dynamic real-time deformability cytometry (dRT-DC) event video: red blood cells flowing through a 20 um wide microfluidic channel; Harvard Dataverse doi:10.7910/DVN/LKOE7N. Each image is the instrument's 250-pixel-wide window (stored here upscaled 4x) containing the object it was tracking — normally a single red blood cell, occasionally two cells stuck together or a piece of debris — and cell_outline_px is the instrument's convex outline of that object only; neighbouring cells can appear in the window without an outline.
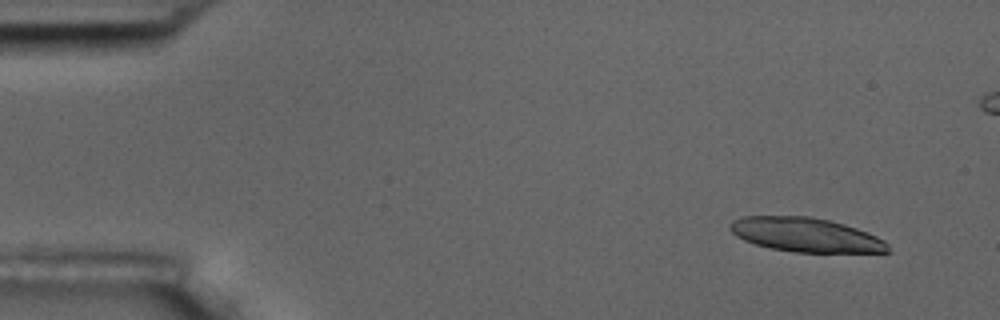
{"species": "common noctule bat (a hibernating species)", "species_latin": "Nyctalus noctula", "temperature_condition": "room temperature", "stored_images_in_passage": 6, "segment_of_instrument_passage": [1, 2], "camera_frame_rate_fps": 3000, "um_per_image_px": 0.085, "animal": {"sex": "male", "body_mass_g": 17.5, "forearm_length_mm": 52.3}, "frame": {"image": 1, "passage_image": 2, "time_ms": 0.333, "image_size_px": [1000, 320], "cell_outline_px": [[892, 252], [796, 252], [772, 248], [756, 244], [744, 240], [736, 236], [728, 228], [728, 224], [732, 220], [744, 216], [808, 216], [832, 220], [868, 232], [884, 240], [888, 244]], "centroid_in_image_um": [68.49, 19.95], "position_along_channel_um": 16.5, "area_um2": 31.5}}